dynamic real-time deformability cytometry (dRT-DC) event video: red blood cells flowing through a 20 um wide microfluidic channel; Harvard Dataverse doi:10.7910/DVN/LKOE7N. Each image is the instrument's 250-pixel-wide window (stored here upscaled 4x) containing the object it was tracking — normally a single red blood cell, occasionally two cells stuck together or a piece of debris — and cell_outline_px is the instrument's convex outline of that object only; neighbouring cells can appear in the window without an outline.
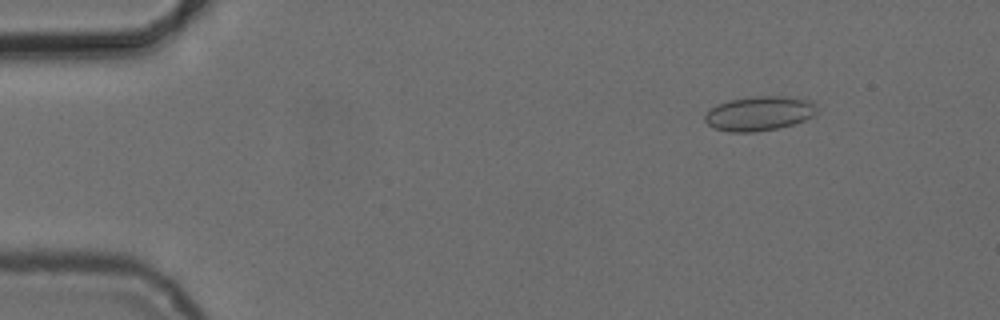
{"species": "common noctule bat (a hibernating species)", "species_latin": "Nyctalus noctula", "temperature_condition": "cold", "stored_images_in_passage": 5, "camera_frame_rate_fps": 3000, "um_per_image_px": 0.085, "animal": {"sex": "female", "body_mass_g": 24.6, "forearm_length_mm": 56.2}, "frame": {"image": 1, "passage_image": 2, "time_ms": 1.333, "image_size_px": [1000, 320], "cell_outline_px": [[816, 112], [812, 116], [804, 120], [792, 124], [776, 128], [756, 132], [728, 132], [712, 128], [704, 120], [704, 116], [716, 104], [728, 100], [752, 96], [784, 96], [812, 100], [816, 104]], "centroid_in_image_um": [64.51, 9.64], "position_along_channel_um": 20.5, "area_um2": 22.6}}
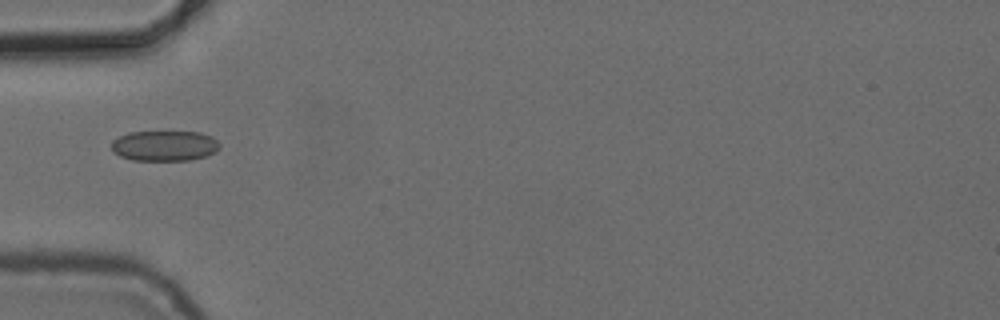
{"frame": {"image": 2, "passage_image": 5, "time_ms": 5.0, "image_size_px": [1000, 320], "cell_outline_px": [[220, 148], [216, 152], [208, 156], [188, 160], [132, 160], [120, 156], [112, 152], [112, 140], [128, 132], [200, 132], [212, 136], [220, 144]], "centroid_in_image_um": [14.0, 12.39], "position_along_channel_um": 71.0, "area_um2": 19.31}}